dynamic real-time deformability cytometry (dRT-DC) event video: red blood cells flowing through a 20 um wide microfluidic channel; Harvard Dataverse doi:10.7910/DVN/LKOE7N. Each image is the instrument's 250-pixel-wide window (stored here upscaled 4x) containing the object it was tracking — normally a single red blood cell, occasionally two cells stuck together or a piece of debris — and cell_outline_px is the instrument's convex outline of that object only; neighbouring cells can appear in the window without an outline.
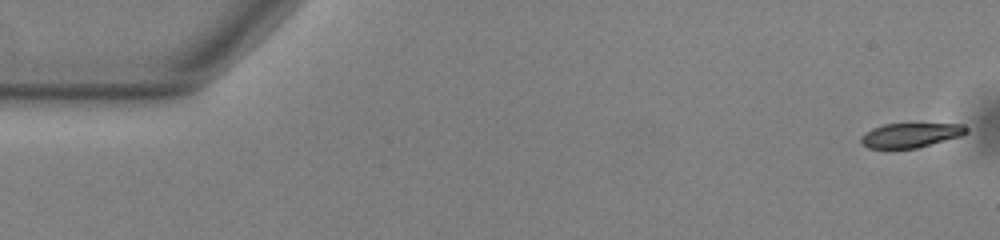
{"species": "common noctule bat (a hibernating species)", "species_latin": "Nyctalus noctula", "temperature_condition": "warm", "stored_images_in_passage": 54, "camera_frame_rate_fps": 3000, "um_per_image_px": 0.085, "animal": {"sex": "male", "body_mass_g": 13.0, "forearm_length_mm": 53.1}, "frame": {"image": 1, "passage_image": 1, "time_ms": 0.0, "image_size_px": [1000, 240], "cell_outline_px": [[968, 132], [960, 136], [916, 148], [868, 148], [860, 140], [860, 136], [872, 128], [884, 124], [964, 124], [968, 128]], "centroid_in_image_um": [77.4, 11.48], "position_along_channel_um": 7.6, "area_um2": 14.85}}
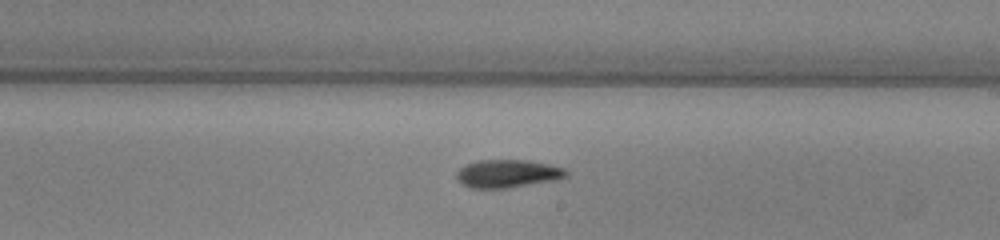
{"frame": {"image": 2, "passage_image": 31, "time_ms": 10.0, "image_size_px": [1000, 240], "cell_outline_px": [[568, 176], [556, 180], [508, 188], [472, 188], [460, 184], [456, 180], [456, 172], [460, 168], [476, 160], [528, 160], [548, 164], [564, 168], [568, 172]], "centroid_in_image_um": [43.13, 14.76], "position_along_channel_um": 245.9, "area_um2": 18.03}}
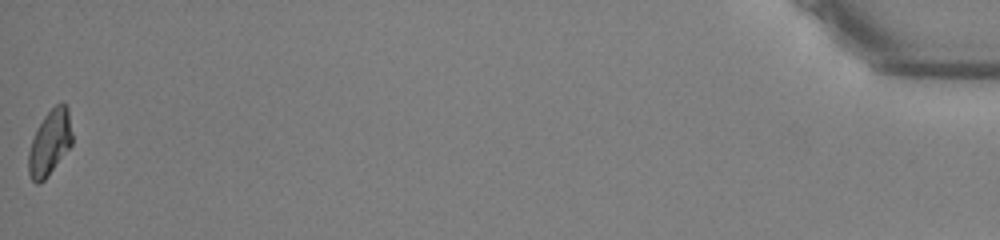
{"frame": {"image": 3, "passage_image": 54, "time_ms": 17.667, "image_size_px": [1000, 240], "cell_outline_px": [[72, 144], [48, 176], [40, 184], [36, 184], [32, 180], [28, 172], [28, 152], [32, 140], [44, 116], [60, 100], [68, 108], [72, 132]], "centroid_in_image_um": [4.24, 12.14], "position_along_channel_um": 431.0, "area_um2": 16.53}, "authors_computed_cell_mechanics": {"area_um2": 17.0799, "velocity_mm_per_s": 3.7813, "shape_relaxation_time_tau1_ms": 3.8693, "shape_relaxation_time_tau2_ms": null, "deformation_change_tau1": 0.1321, "deformation_change_tau2": null}}